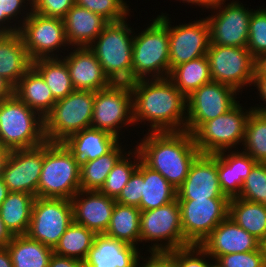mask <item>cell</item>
<instances>
[{
	"label": "cell",
	"mask_w": 266,
	"mask_h": 267,
	"mask_svg": "<svg viewBox=\"0 0 266 267\" xmlns=\"http://www.w3.org/2000/svg\"><path fill=\"white\" fill-rule=\"evenodd\" d=\"M254 74H266V52L255 59Z\"/></svg>",
	"instance_id": "obj_53"
},
{
	"label": "cell",
	"mask_w": 266,
	"mask_h": 267,
	"mask_svg": "<svg viewBox=\"0 0 266 267\" xmlns=\"http://www.w3.org/2000/svg\"><path fill=\"white\" fill-rule=\"evenodd\" d=\"M181 1V0H180ZM183 1V3H190V4H197L198 6H200V8L201 7H204V0H182Z\"/></svg>",
	"instance_id": "obj_58"
},
{
	"label": "cell",
	"mask_w": 266,
	"mask_h": 267,
	"mask_svg": "<svg viewBox=\"0 0 266 267\" xmlns=\"http://www.w3.org/2000/svg\"><path fill=\"white\" fill-rule=\"evenodd\" d=\"M81 163L62 142H44L37 197L71 200L80 190Z\"/></svg>",
	"instance_id": "obj_4"
},
{
	"label": "cell",
	"mask_w": 266,
	"mask_h": 267,
	"mask_svg": "<svg viewBox=\"0 0 266 267\" xmlns=\"http://www.w3.org/2000/svg\"><path fill=\"white\" fill-rule=\"evenodd\" d=\"M32 67V60L17 33L0 34V76L14 87L21 77Z\"/></svg>",
	"instance_id": "obj_27"
},
{
	"label": "cell",
	"mask_w": 266,
	"mask_h": 267,
	"mask_svg": "<svg viewBox=\"0 0 266 267\" xmlns=\"http://www.w3.org/2000/svg\"><path fill=\"white\" fill-rule=\"evenodd\" d=\"M140 211L159 208L177 199V190L157 171L143 163Z\"/></svg>",
	"instance_id": "obj_32"
},
{
	"label": "cell",
	"mask_w": 266,
	"mask_h": 267,
	"mask_svg": "<svg viewBox=\"0 0 266 267\" xmlns=\"http://www.w3.org/2000/svg\"><path fill=\"white\" fill-rule=\"evenodd\" d=\"M32 66L41 74L56 100L65 98L75 90L62 58H40L32 61Z\"/></svg>",
	"instance_id": "obj_36"
},
{
	"label": "cell",
	"mask_w": 266,
	"mask_h": 267,
	"mask_svg": "<svg viewBox=\"0 0 266 267\" xmlns=\"http://www.w3.org/2000/svg\"><path fill=\"white\" fill-rule=\"evenodd\" d=\"M8 193H9L8 188L5 185L2 177H0V206L2 205L4 200L6 199Z\"/></svg>",
	"instance_id": "obj_56"
},
{
	"label": "cell",
	"mask_w": 266,
	"mask_h": 267,
	"mask_svg": "<svg viewBox=\"0 0 266 267\" xmlns=\"http://www.w3.org/2000/svg\"><path fill=\"white\" fill-rule=\"evenodd\" d=\"M214 263V264H213ZM210 267H221L218 262L214 260V262L211 263Z\"/></svg>",
	"instance_id": "obj_60"
},
{
	"label": "cell",
	"mask_w": 266,
	"mask_h": 267,
	"mask_svg": "<svg viewBox=\"0 0 266 267\" xmlns=\"http://www.w3.org/2000/svg\"><path fill=\"white\" fill-rule=\"evenodd\" d=\"M260 246L262 248V251H263V254H264V261H265V264H266V238L261 242Z\"/></svg>",
	"instance_id": "obj_59"
},
{
	"label": "cell",
	"mask_w": 266,
	"mask_h": 267,
	"mask_svg": "<svg viewBox=\"0 0 266 267\" xmlns=\"http://www.w3.org/2000/svg\"><path fill=\"white\" fill-rule=\"evenodd\" d=\"M69 46L89 47L109 23L99 14L75 4L63 18Z\"/></svg>",
	"instance_id": "obj_25"
},
{
	"label": "cell",
	"mask_w": 266,
	"mask_h": 267,
	"mask_svg": "<svg viewBox=\"0 0 266 267\" xmlns=\"http://www.w3.org/2000/svg\"><path fill=\"white\" fill-rule=\"evenodd\" d=\"M119 139L107 131L90 127L68 136L62 143L81 163L107 154L119 143Z\"/></svg>",
	"instance_id": "obj_26"
},
{
	"label": "cell",
	"mask_w": 266,
	"mask_h": 267,
	"mask_svg": "<svg viewBox=\"0 0 266 267\" xmlns=\"http://www.w3.org/2000/svg\"><path fill=\"white\" fill-rule=\"evenodd\" d=\"M43 160L44 143L33 148L11 150L2 173L8 191L37 197Z\"/></svg>",
	"instance_id": "obj_17"
},
{
	"label": "cell",
	"mask_w": 266,
	"mask_h": 267,
	"mask_svg": "<svg viewBox=\"0 0 266 267\" xmlns=\"http://www.w3.org/2000/svg\"><path fill=\"white\" fill-rule=\"evenodd\" d=\"M25 1L28 2L26 3ZM25 3L27 4V6L30 4L29 7H32V0H0V34H12L19 31L16 23H14L15 25L12 24V26L10 23L14 22H11V19L13 20L15 19V17V20L17 21V15L20 16V14H25Z\"/></svg>",
	"instance_id": "obj_44"
},
{
	"label": "cell",
	"mask_w": 266,
	"mask_h": 267,
	"mask_svg": "<svg viewBox=\"0 0 266 267\" xmlns=\"http://www.w3.org/2000/svg\"><path fill=\"white\" fill-rule=\"evenodd\" d=\"M140 216L141 211L138 207L116 202L105 234L127 244L137 246L136 244L140 243Z\"/></svg>",
	"instance_id": "obj_34"
},
{
	"label": "cell",
	"mask_w": 266,
	"mask_h": 267,
	"mask_svg": "<svg viewBox=\"0 0 266 267\" xmlns=\"http://www.w3.org/2000/svg\"><path fill=\"white\" fill-rule=\"evenodd\" d=\"M256 163L242 150L217 153V174L222 193L229 199L239 197L244 181Z\"/></svg>",
	"instance_id": "obj_24"
},
{
	"label": "cell",
	"mask_w": 266,
	"mask_h": 267,
	"mask_svg": "<svg viewBox=\"0 0 266 267\" xmlns=\"http://www.w3.org/2000/svg\"><path fill=\"white\" fill-rule=\"evenodd\" d=\"M247 49L255 59L266 52V8L252 12Z\"/></svg>",
	"instance_id": "obj_42"
},
{
	"label": "cell",
	"mask_w": 266,
	"mask_h": 267,
	"mask_svg": "<svg viewBox=\"0 0 266 267\" xmlns=\"http://www.w3.org/2000/svg\"><path fill=\"white\" fill-rule=\"evenodd\" d=\"M175 261L178 267H210L211 261L205 258L211 257L200 245H190L184 248L167 252Z\"/></svg>",
	"instance_id": "obj_43"
},
{
	"label": "cell",
	"mask_w": 266,
	"mask_h": 267,
	"mask_svg": "<svg viewBox=\"0 0 266 267\" xmlns=\"http://www.w3.org/2000/svg\"><path fill=\"white\" fill-rule=\"evenodd\" d=\"M228 216L260 242L266 238V205L232 198L229 201Z\"/></svg>",
	"instance_id": "obj_31"
},
{
	"label": "cell",
	"mask_w": 266,
	"mask_h": 267,
	"mask_svg": "<svg viewBox=\"0 0 266 267\" xmlns=\"http://www.w3.org/2000/svg\"><path fill=\"white\" fill-rule=\"evenodd\" d=\"M120 144L122 143L119 142L110 152L97 159L81 162V190L99 191L101 189L114 166L124 155H127L123 154L124 148Z\"/></svg>",
	"instance_id": "obj_35"
},
{
	"label": "cell",
	"mask_w": 266,
	"mask_h": 267,
	"mask_svg": "<svg viewBox=\"0 0 266 267\" xmlns=\"http://www.w3.org/2000/svg\"><path fill=\"white\" fill-rule=\"evenodd\" d=\"M131 151L133 150L128 151L127 156H123L108 174L104 185L99 190L102 194L116 199L122 189L127 185L130 176L137 169L139 161L141 160L139 152L135 148L133 152ZM130 155L133 159H136L131 161L130 159L132 158Z\"/></svg>",
	"instance_id": "obj_39"
},
{
	"label": "cell",
	"mask_w": 266,
	"mask_h": 267,
	"mask_svg": "<svg viewBox=\"0 0 266 267\" xmlns=\"http://www.w3.org/2000/svg\"><path fill=\"white\" fill-rule=\"evenodd\" d=\"M136 145L141 161L159 172L176 190L200 154L193 135L185 131L149 132Z\"/></svg>",
	"instance_id": "obj_2"
},
{
	"label": "cell",
	"mask_w": 266,
	"mask_h": 267,
	"mask_svg": "<svg viewBox=\"0 0 266 267\" xmlns=\"http://www.w3.org/2000/svg\"><path fill=\"white\" fill-rule=\"evenodd\" d=\"M72 222L71 200L35 197L27 235L54 249Z\"/></svg>",
	"instance_id": "obj_12"
},
{
	"label": "cell",
	"mask_w": 266,
	"mask_h": 267,
	"mask_svg": "<svg viewBox=\"0 0 266 267\" xmlns=\"http://www.w3.org/2000/svg\"><path fill=\"white\" fill-rule=\"evenodd\" d=\"M257 90L259 91L260 99L264 102L266 105V74H254L253 77V83H252ZM262 106V107H261ZM260 107H252L254 111L260 112V113H266V106L261 104Z\"/></svg>",
	"instance_id": "obj_49"
},
{
	"label": "cell",
	"mask_w": 266,
	"mask_h": 267,
	"mask_svg": "<svg viewBox=\"0 0 266 267\" xmlns=\"http://www.w3.org/2000/svg\"><path fill=\"white\" fill-rule=\"evenodd\" d=\"M245 148V149H244ZM243 152L256 162L266 163V115L252 110L247 119Z\"/></svg>",
	"instance_id": "obj_38"
},
{
	"label": "cell",
	"mask_w": 266,
	"mask_h": 267,
	"mask_svg": "<svg viewBox=\"0 0 266 267\" xmlns=\"http://www.w3.org/2000/svg\"><path fill=\"white\" fill-rule=\"evenodd\" d=\"M46 142L44 118L15 94L0 102V146L33 148Z\"/></svg>",
	"instance_id": "obj_6"
},
{
	"label": "cell",
	"mask_w": 266,
	"mask_h": 267,
	"mask_svg": "<svg viewBox=\"0 0 266 267\" xmlns=\"http://www.w3.org/2000/svg\"><path fill=\"white\" fill-rule=\"evenodd\" d=\"M134 125L130 83H112L94 92L91 128L107 131L119 138L120 128Z\"/></svg>",
	"instance_id": "obj_11"
},
{
	"label": "cell",
	"mask_w": 266,
	"mask_h": 267,
	"mask_svg": "<svg viewBox=\"0 0 266 267\" xmlns=\"http://www.w3.org/2000/svg\"><path fill=\"white\" fill-rule=\"evenodd\" d=\"M229 199L221 190L217 174V154H199L177 190V200Z\"/></svg>",
	"instance_id": "obj_19"
},
{
	"label": "cell",
	"mask_w": 266,
	"mask_h": 267,
	"mask_svg": "<svg viewBox=\"0 0 266 267\" xmlns=\"http://www.w3.org/2000/svg\"><path fill=\"white\" fill-rule=\"evenodd\" d=\"M230 199L178 200L184 238L191 245L200 243L228 217Z\"/></svg>",
	"instance_id": "obj_15"
},
{
	"label": "cell",
	"mask_w": 266,
	"mask_h": 267,
	"mask_svg": "<svg viewBox=\"0 0 266 267\" xmlns=\"http://www.w3.org/2000/svg\"><path fill=\"white\" fill-rule=\"evenodd\" d=\"M212 81L228 85L240 92L253 83L255 58L247 47L210 44L206 53Z\"/></svg>",
	"instance_id": "obj_13"
},
{
	"label": "cell",
	"mask_w": 266,
	"mask_h": 267,
	"mask_svg": "<svg viewBox=\"0 0 266 267\" xmlns=\"http://www.w3.org/2000/svg\"><path fill=\"white\" fill-rule=\"evenodd\" d=\"M238 198L266 205V163L253 166Z\"/></svg>",
	"instance_id": "obj_40"
},
{
	"label": "cell",
	"mask_w": 266,
	"mask_h": 267,
	"mask_svg": "<svg viewBox=\"0 0 266 267\" xmlns=\"http://www.w3.org/2000/svg\"><path fill=\"white\" fill-rule=\"evenodd\" d=\"M226 0H204V8L210 9L212 7L224 4Z\"/></svg>",
	"instance_id": "obj_57"
},
{
	"label": "cell",
	"mask_w": 266,
	"mask_h": 267,
	"mask_svg": "<svg viewBox=\"0 0 266 267\" xmlns=\"http://www.w3.org/2000/svg\"><path fill=\"white\" fill-rule=\"evenodd\" d=\"M169 20L170 72L179 64L205 56L210 46V27L206 18L171 26Z\"/></svg>",
	"instance_id": "obj_18"
},
{
	"label": "cell",
	"mask_w": 266,
	"mask_h": 267,
	"mask_svg": "<svg viewBox=\"0 0 266 267\" xmlns=\"http://www.w3.org/2000/svg\"><path fill=\"white\" fill-rule=\"evenodd\" d=\"M48 267H85L84 262L69 257L59 256L53 253Z\"/></svg>",
	"instance_id": "obj_50"
},
{
	"label": "cell",
	"mask_w": 266,
	"mask_h": 267,
	"mask_svg": "<svg viewBox=\"0 0 266 267\" xmlns=\"http://www.w3.org/2000/svg\"><path fill=\"white\" fill-rule=\"evenodd\" d=\"M126 22H109L89 46L113 83H131L134 30Z\"/></svg>",
	"instance_id": "obj_5"
},
{
	"label": "cell",
	"mask_w": 266,
	"mask_h": 267,
	"mask_svg": "<svg viewBox=\"0 0 266 267\" xmlns=\"http://www.w3.org/2000/svg\"><path fill=\"white\" fill-rule=\"evenodd\" d=\"M143 162L140 160L137 169L130 176L127 185L122 189L115 201L122 205L140 206L142 197Z\"/></svg>",
	"instance_id": "obj_45"
},
{
	"label": "cell",
	"mask_w": 266,
	"mask_h": 267,
	"mask_svg": "<svg viewBox=\"0 0 266 267\" xmlns=\"http://www.w3.org/2000/svg\"><path fill=\"white\" fill-rule=\"evenodd\" d=\"M168 78L185 97L189 96L202 85L212 82L207 56L179 64L171 70Z\"/></svg>",
	"instance_id": "obj_33"
},
{
	"label": "cell",
	"mask_w": 266,
	"mask_h": 267,
	"mask_svg": "<svg viewBox=\"0 0 266 267\" xmlns=\"http://www.w3.org/2000/svg\"><path fill=\"white\" fill-rule=\"evenodd\" d=\"M240 105L238 101L226 113L204 122L192 134L200 154H217L243 144L247 119L253 108L246 110Z\"/></svg>",
	"instance_id": "obj_8"
},
{
	"label": "cell",
	"mask_w": 266,
	"mask_h": 267,
	"mask_svg": "<svg viewBox=\"0 0 266 267\" xmlns=\"http://www.w3.org/2000/svg\"><path fill=\"white\" fill-rule=\"evenodd\" d=\"M96 234L85 226L72 222L53 249L54 254L84 262Z\"/></svg>",
	"instance_id": "obj_37"
},
{
	"label": "cell",
	"mask_w": 266,
	"mask_h": 267,
	"mask_svg": "<svg viewBox=\"0 0 266 267\" xmlns=\"http://www.w3.org/2000/svg\"><path fill=\"white\" fill-rule=\"evenodd\" d=\"M86 196V197H85ZM73 221L97 234H105L116 204L100 191L80 190L72 199Z\"/></svg>",
	"instance_id": "obj_21"
},
{
	"label": "cell",
	"mask_w": 266,
	"mask_h": 267,
	"mask_svg": "<svg viewBox=\"0 0 266 267\" xmlns=\"http://www.w3.org/2000/svg\"><path fill=\"white\" fill-rule=\"evenodd\" d=\"M216 262L221 267H266L261 246L250 252L222 255Z\"/></svg>",
	"instance_id": "obj_46"
},
{
	"label": "cell",
	"mask_w": 266,
	"mask_h": 267,
	"mask_svg": "<svg viewBox=\"0 0 266 267\" xmlns=\"http://www.w3.org/2000/svg\"><path fill=\"white\" fill-rule=\"evenodd\" d=\"M10 152L11 150L0 146V177H2V173L4 171V167L9 157Z\"/></svg>",
	"instance_id": "obj_55"
},
{
	"label": "cell",
	"mask_w": 266,
	"mask_h": 267,
	"mask_svg": "<svg viewBox=\"0 0 266 267\" xmlns=\"http://www.w3.org/2000/svg\"><path fill=\"white\" fill-rule=\"evenodd\" d=\"M138 247L97 234L86 259L85 267H137L140 262Z\"/></svg>",
	"instance_id": "obj_23"
},
{
	"label": "cell",
	"mask_w": 266,
	"mask_h": 267,
	"mask_svg": "<svg viewBox=\"0 0 266 267\" xmlns=\"http://www.w3.org/2000/svg\"><path fill=\"white\" fill-rule=\"evenodd\" d=\"M75 0H32V11L45 17L63 19Z\"/></svg>",
	"instance_id": "obj_47"
},
{
	"label": "cell",
	"mask_w": 266,
	"mask_h": 267,
	"mask_svg": "<svg viewBox=\"0 0 266 267\" xmlns=\"http://www.w3.org/2000/svg\"><path fill=\"white\" fill-rule=\"evenodd\" d=\"M215 9H219L214 11L216 14L206 17L210 27V44L247 47L253 9H246L237 0L230 1L226 6L221 4L210 8L211 11Z\"/></svg>",
	"instance_id": "obj_16"
},
{
	"label": "cell",
	"mask_w": 266,
	"mask_h": 267,
	"mask_svg": "<svg viewBox=\"0 0 266 267\" xmlns=\"http://www.w3.org/2000/svg\"><path fill=\"white\" fill-rule=\"evenodd\" d=\"M169 19L161 13L146 29L134 35L131 82L169 77Z\"/></svg>",
	"instance_id": "obj_3"
},
{
	"label": "cell",
	"mask_w": 266,
	"mask_h": 267,
	"mask_svg": "<svg viewBox=\"0 0 266 267\" xmlns=\"http://www.w3.org/2000/svg\"><path fill=\"white\" fill-rule=\"evenodd\" d=\"M237 94L234 88L214 81L194 90L186 97L185 130L193 134L204 122L226 113L238 102Z\"/></svg>",
	"instance_id": "obj_14"
},
{
	"label": "cell",
	"mask_w": 266,
	"mask_h": 267,
	"mask_svg": "<svg viewBox=\"0 0 266 267\" xmlns=\"http://www.w3.org/2000/svg\"><path fill=\"white\" fill-rule=\"evenodd\" d=\"M74 49L67 56L60 57L66 62L75 90L96 92L113 83L89 47H74Z\"/></svg>",
	"instance_id": "obj_22"
},
{
	"label": "cell",
	"mask_w": 266,
	"mask_h": 267,
	"mask_svg": "<svg viewBox=\"0 0 266 267\" xmlns=\"http://www.w3.org/2000/svg\"><path fill=\"white\" fill-rule=\"evenodd\" d=\"M75 4L99 14L108 22L122 21L129 16V6L123 0H75Z\"/></svg>",
	"instance_id": "obj_41"
},
{
	"label": "cell",
	"mask_w": 266,
	"mask_h": 267,
	"mask_svg": "<svg viewBox=\"0 0 266 267\" xmlns=\"http://www.w3.org/2000/svg\"><path fill=\"white\" fill-rule=\"evenodd\" d=\"M14 94L43 118L52 110L57 101L41 74L33 66L14 87Z\"/></svg>",
	"instance_id": "obj_28"
},
{
	"label": "cell",
	"mask_w": 266,
	"mask_h": 267,
	"mask_svg": "<svg viewBox=\"0 0 266 267\" xmlns=\"http://www.w3.org/2000/svg\"><path fill=\"white\" fill-rule=\"evenodd\" d=\"M94 107V91L74 90L59 99L44 117L46 141L63 142L68 136L90 128Z\"/></svg>",
	"instance_id": "obj_7"
},
{
	"label": "cell",
	"mask_w": 266,
	"mask_h": 267,
	"mask_svg": "<svg viewBox=\"0 0 266 267\" xmlns=\"http://www.w3.org/2000/svg\"><path fill=\"white\" fill-rule=\"evenodd\" d=\"M35 196L25 192H9L0 206V216L12 236L28 232Z\"/></svg>",
	"instance_id": "obj_29"
},
{
	"label": "cell",
	"mask_w": 266,
	"mask_h": 267,
	"mask_svg": "<svg viewBox=\"0 0 266 267\" xmlns=\"http://www.w3.org/2000/svg\"><path fill=\"white\" fill-rule=\"evenodd\" d=\"M141 259H145V263L140 265L138 262L137 267H178L176 261L167 252H151L150 257L146 259L141 256Z\"/></svg>",
	"instance_id": "obj_48"
},
{
	"label": "cell",
	"mask_w": 266,
	"mask_h": 267,
	"mask_svg": "<svg viewBox=\"0 0 266 267\" xmlns=\"http://www.w3.org/2000/svg\"><path fill=\"white\" fill-rule=\"evenodd\" d=\"M13 267H48L53 249L27 234L13 236L6 246Z\"/></svg>",
	"instance_id": "obj_30"
},
{
	"label": "cell",
	"mask_w": 266,
	"mask_h": 267,
	"mask_svg": "<svg viewBox=\"0 0 266 267\" xmlns=\"http://www.w3.org/2000/svg\"><path fill=\"white\" fill-rule=\"evenodd\" d=\"M14 95V86L4 77L0 76V102Z\"/></svg>",
	"instance_id": "obj_51"
},
{
	"label": "cell",
	"mask_w": 266,
	"mask_h": 267,
	"mask_svg": "<svg viewBox=\"0 0 266 267\" xmlns=\"http://www.w3.org/2000/svg\"><path fill=\"white\" fill-rule=\"evenodd\" d=\"M27 11L22 16L24 18L18 20L20 24L17 27L30 59L58 58L60 54L56 52L60 51V47L69 46L63 19L41 16L33 12L32 8Z\"/></svg>",
	"instance_id": "obj_10"
},
{
	"label": "cell",
	"mask_w": 266,
	"mask_h": 267,
	"mask_svg": "<svg viewBox=\"0 0 266 267\" xmlns=\"http://www.w3.org/2000/svg\"><path fill=\"white\" fill-rule=\"evenodd\" d=\"M12 237L13 236L5 227V224L3 223L0 216V248L6 247L8 243L11 241Z\"/></svg>",
	"instance_id": "obj_52"
},
{
	"label": "cell",
	"mask_w": 266,
	"mask_h": 267,
	"mask_svg": "<svg viewBox=\"0 0 266 267\" xmlns=\"http://www.w3.org/2000/svg\"><path fill=\"white\" fill-rule=\"evenodd\" d=\"M143 241L156 242L147 250L150 253L169 252L191 245L183 235L177 199L159 208L141 211L140 242Z\"/></svg>",
	"instance_id": "obj_9"
},
{
	"label": "cell",
	"mask_w": 266,
	"mask_h": 267,
	"mask_svg": "<svg viewBox=\"0 0 266 267\" xmlns=\"http://www.w3.org/2000/svg\"><path fill=\"white\" fill-rule=\"evenodd\" d=\"M261 242L236 224L229 216L220 222L200 243V246L213 259L222 255L257 250Z\"/></svg>",
	"instance_id": "obj_20"
},
{
	"label": "cell",
	"mask_w": 266,
	"mask_h": 267,
	"mask_svg": "<svg viewBox=\"0 0 266 267\" xmlns=\"http://www.w3.org/2000/svg\"><path fill=\"white\" fill-rule=\"evenodd\" d=\"M130 86L134 125L148 121L149 132L185 131L186 97L168 77L139 79Z\"/></svg>",
	"instance_id": "obj_1"
},
{
	"label": "cell",
	"mask_w": 266,
	"mask_h": 267,
	"mask_svg": "<svg viewBox=\"0 0 266 267\" xmlns=\"http://www.w3.org/2000/svg\"><path fill=\"white\" fill-rule=\"evenodd\" d=\"M0 267H13L11 256L6 247L0 248Z\"/></svg>",
	"instance_id": "obj_54"
}]
</instances>
